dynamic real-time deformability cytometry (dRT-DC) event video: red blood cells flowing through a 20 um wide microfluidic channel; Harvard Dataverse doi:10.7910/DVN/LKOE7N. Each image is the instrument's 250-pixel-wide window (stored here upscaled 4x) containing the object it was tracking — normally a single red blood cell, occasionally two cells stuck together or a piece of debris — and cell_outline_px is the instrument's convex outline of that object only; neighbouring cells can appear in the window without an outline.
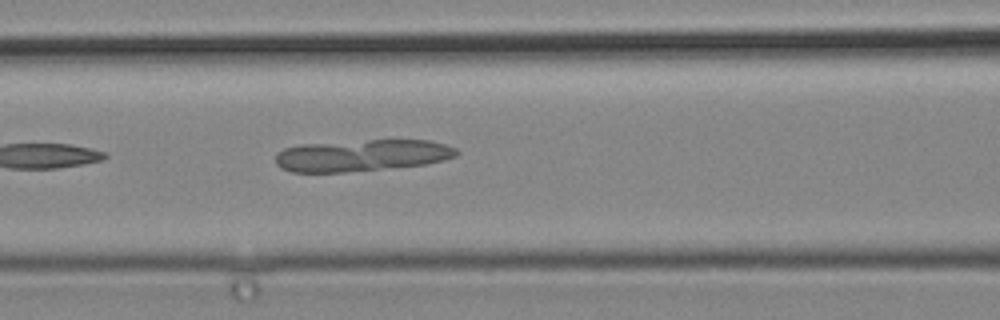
{"species": "common noctule bat (a hibernating species)", "species_latin": "Nyctalus noctula", "temperature_condition": "cold", "stored_images_in_passage": 6, "camera_frame_rate_fps": 3000, "um_per_image_px": 0.085, "animal": {"sex": "male", "body_mass_g": 19.2, "forearm_length_mm": 51.8}, "frame": {"image": 1, "passage_image": 6, "time_ms": 1.667, "image_size_px": [1000, 320], "cell_outline_px": [[460, 152], [456, 156], [444, 160], [428, 164], [344, 172], [292, 172], [280, 168], [276, 164], [276, 152], [284, 148], [300, 144], [368, 140], [428, 140], [444, 144], [456, 148]], "centroid_in_image_um": [30.75, 13.21], "position_along_channel_um": 135.9, "area_um2": 33.58}}